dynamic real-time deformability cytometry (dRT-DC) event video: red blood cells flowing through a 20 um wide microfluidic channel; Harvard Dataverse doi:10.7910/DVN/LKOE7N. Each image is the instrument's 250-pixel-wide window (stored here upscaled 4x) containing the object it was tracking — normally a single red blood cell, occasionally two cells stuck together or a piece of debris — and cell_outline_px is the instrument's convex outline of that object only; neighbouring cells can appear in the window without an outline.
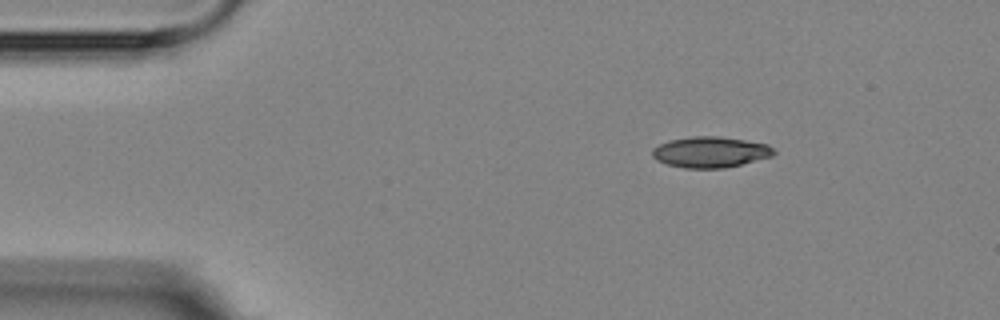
{"species": "Egyptian fruit bat (a non-hibernating species)", "species_latin": "Rousettus aegyptiacus", "temperature_condition": "room temperature", "stored_images_in_passage": 3, "camera_frame_rate_fps": 3000, "um_per_image_px": 0.085, "animal": {"sex": "female"}, "frame": {"image": 1, "passage_image": 1, "time_ms": 0.0, "image_size_px": [1000, 320], "cell_outline_px": [[776, 152], [772, 156], [724, 168], [684, 168], [668, 164], [656, 160], [652, 156], [652, 148], [668, 140], [692, 136], [720, 136], [768, 144]], "centroid_in_image_um": [60.35, 12.92], "position_along_channel_um": 24.6, "area_um2": 21.79}}